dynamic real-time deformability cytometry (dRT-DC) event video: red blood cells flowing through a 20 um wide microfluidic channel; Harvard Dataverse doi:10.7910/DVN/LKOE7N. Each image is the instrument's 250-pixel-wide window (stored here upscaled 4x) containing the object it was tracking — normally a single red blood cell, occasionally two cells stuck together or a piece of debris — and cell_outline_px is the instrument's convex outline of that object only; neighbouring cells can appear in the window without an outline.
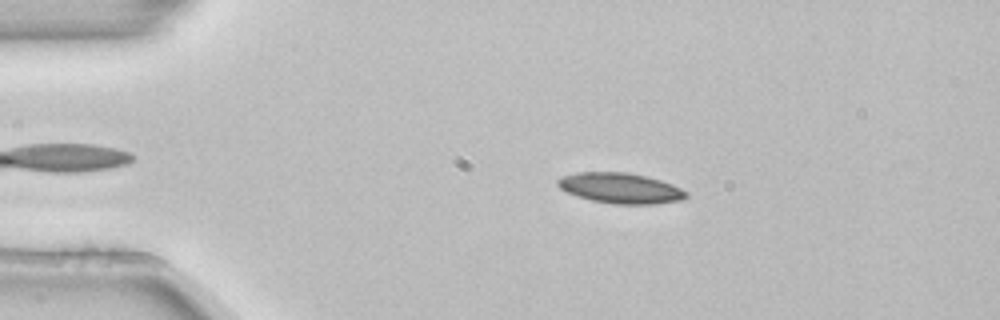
{"species": "common noctule bat (a hibernating species)", "species_latin": "Nyctalus noctula", "temperature_condition": "room temperature", "stored_images_in_passage": 3, "camera_frame_rate_fps": 3000, "um_per_image_px": 0.085, "animal": {"sex": "female", "body_mass_g": 22.7, "forearm_length_mm": 54.2}, "frame": {"image": 1, "passage_image": 1, "time_ms": 0.0, "image_size_px": [1000, 320], "cell_outline_px": [[688, 196], [684, 200], [656, 204], [612, 204], [592, 200], [576, 196], [560, 188], [556, 184], [556, 180], [564, 176], [576, 172], [628, 172], [660, 180], [672, 184], [688, 192]], "centroid_in_image_um": [52.76, 16.0], "position_along_channel_um": 32.2, "area_um2": 22.89}}
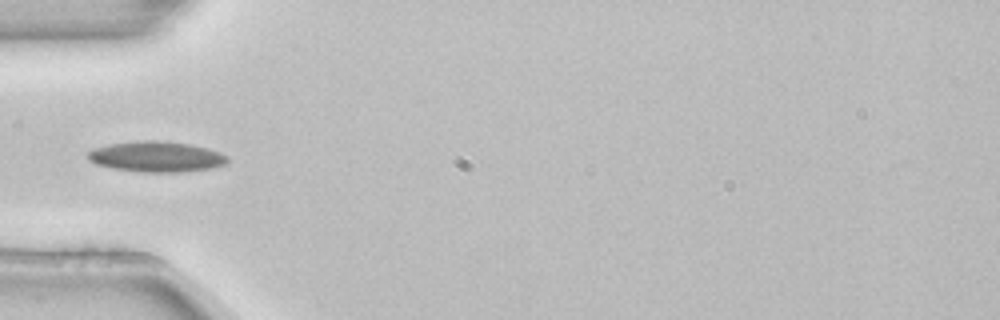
{"frame": {"image": 2, "passage_image": 3, "time_ms": 0.667, "image_size_px": [1000, 320], "cell_outline_px": [[228, 160], [224, 164], [212, 168], [180, 172], [144, 172], [112, 168], [96, 164], [88, 160], [88, 152], [92, 148], [108, 144], [140, 140], [156, 140], [188, 144], [208, 148], [220, 152], [228, 156]], "centroid_in_image_um": [13.27, 13.31], "position_along_channel_um": 71.7, "area_um2": 24.91}}